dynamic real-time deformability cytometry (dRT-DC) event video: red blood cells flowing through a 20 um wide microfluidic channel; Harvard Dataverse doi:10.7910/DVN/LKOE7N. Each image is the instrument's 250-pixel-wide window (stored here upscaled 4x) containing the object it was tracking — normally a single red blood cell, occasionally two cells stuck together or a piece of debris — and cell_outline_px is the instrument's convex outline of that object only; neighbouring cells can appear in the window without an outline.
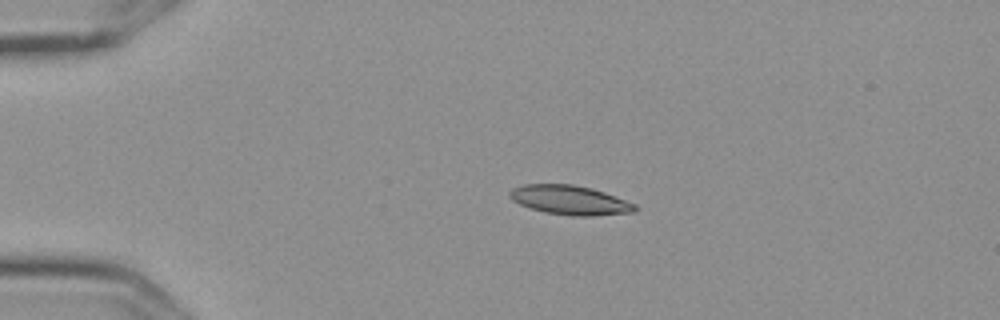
{"species": "Egyptian fruit bat (a non-hibernating species)", "species_latin": "Rousettus aegyptiacus", "temperature_condition": "cold", "stored_images_in_passage": 5, "camera_frame_rate_fps": 3000, "um_per_image_px": 0.085, "frame": {"image": 1, "passage_image": 3, "time_ms": 0.667, "image_size_px": [1000, 320], "cell_outline_px": [[640, 208], [636, 212], [592, 216], [572, 216], [544, 212], [520, 204], [512, 200], [508, 196], [508, 192], [512, 188], [524, 184], [572, 184], [592, 188], [604, 192], [636, 204]], "centroid_in_image_um": [48.46, 17.01], "position_along_channel_um": 36.5, "area_um2": 21.56}}
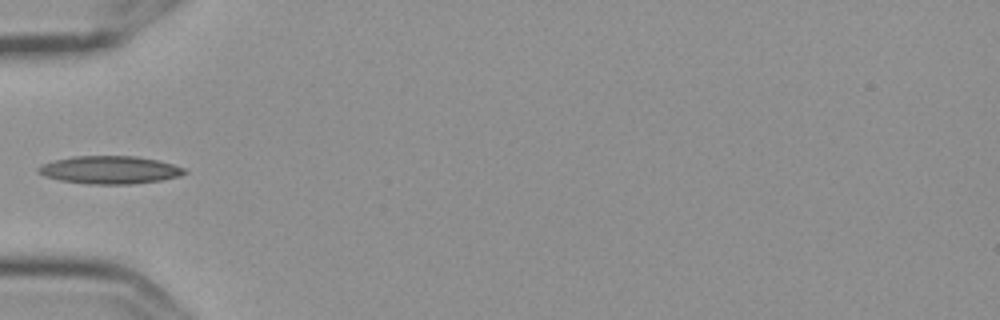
{"frame": {"image": 2, "passage_image": 5, "time_ms": 1.333, "image_size_px": [1000, 320], "cell_outline_px": [[188, 172], [180, 176], [160, 180], [132, 184], [88, 184], [60, 180], [44, 176], [36, 172], [36, 168], [40, 164], [56, 160], [76, 156], [136, 156], [156, 160], [172, 164], [184, 168]], "centroid_in_image_um": [9.3, 14.44], "position_along_channel_um": 75.7, "area_um2": 23.7}}